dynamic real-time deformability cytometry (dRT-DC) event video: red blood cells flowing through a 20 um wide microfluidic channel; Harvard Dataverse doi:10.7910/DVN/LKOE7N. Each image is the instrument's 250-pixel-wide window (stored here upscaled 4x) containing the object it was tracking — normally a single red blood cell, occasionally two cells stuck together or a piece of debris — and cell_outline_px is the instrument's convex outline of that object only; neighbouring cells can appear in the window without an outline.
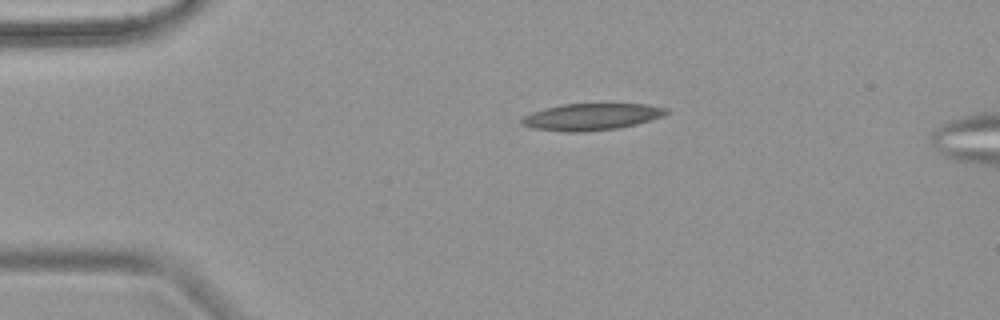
{"species": "common noctule bat (a hibernating species)", "species_latin": "Nyctalus noctula", "temperature_condition": "warm", "stored_images_in_passage": 2, "camera_frame_rate_fps": 3000, "um_per_image_px": 0.085, "animal": {"sex": "female", "body_mass_g": 18.4}, "frame": {"image": 1, "passage_image": 1, "time_ms": 0.0, "image_size_px": [1000, 320], "cell_outline_px": [[668, 112], [664, 116], [652, 120], [620, 128], [584, 132], [564, 132], [532, 128], [520, 124], [520, 120], [524, 116], [532, 112], [564, 104], [648, 104], [664, 108]], "centroid_in_image_um": [50.27, 9.94], "position_along_channel_um": 34.7, "area_um2": 22.54}}